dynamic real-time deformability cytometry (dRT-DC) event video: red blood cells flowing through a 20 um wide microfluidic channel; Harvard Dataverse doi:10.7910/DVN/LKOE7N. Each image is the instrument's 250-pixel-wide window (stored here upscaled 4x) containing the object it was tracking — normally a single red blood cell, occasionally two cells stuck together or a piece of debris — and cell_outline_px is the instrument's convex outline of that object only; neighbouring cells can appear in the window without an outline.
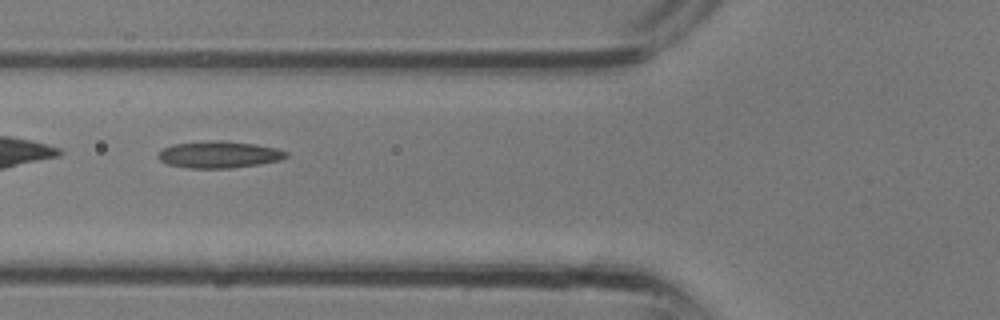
{"species": "common noctule bat (a hibernating species)", "species_latin": "Nyctalus noctula", "temperature_condition": "room temperature", "stored_images_in_passage": 3, "camera_frame_rate_fps": 3000, "um_per_image_px": 0.085, "animal": {"sex": "male", "body_mass_g": 13.3}, "frame": {"image": 1, "passage_image": 3, "time_ms": 0.667, "image_size_px": [1000, 320], "cell_outline_px": [[288, 156], [280, 160], [260, 164], [232, 168], [188, 168], [168, 164], [160, 160], [156, 156], [164, 148], [172, 144], [208, 140], [220, 140], [256, 144], [276, 148], [288, 152]], "centroid_in_image_um": [18.62, 13.13], "position_along_channel_um": 107.2, "area_um2": 20.11}}